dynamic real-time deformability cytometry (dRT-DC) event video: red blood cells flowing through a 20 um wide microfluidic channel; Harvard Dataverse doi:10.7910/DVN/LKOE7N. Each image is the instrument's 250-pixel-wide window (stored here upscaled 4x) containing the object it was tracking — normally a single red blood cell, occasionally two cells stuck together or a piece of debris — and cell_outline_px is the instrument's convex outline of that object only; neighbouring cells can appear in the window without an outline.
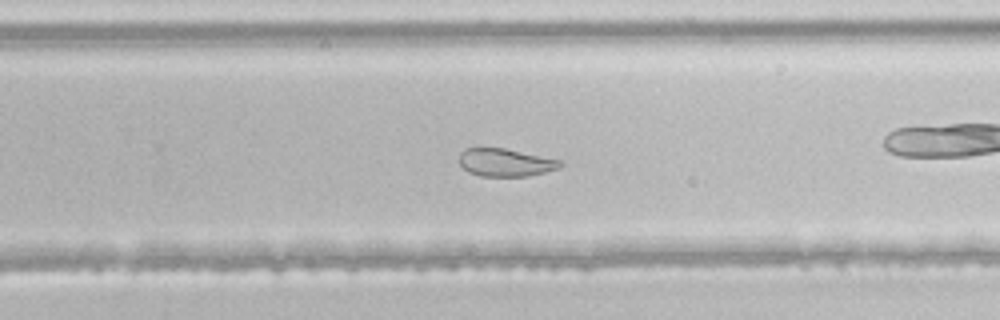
{"species": "common noctule bat (a hibernating species)", "species_latin": "Nyctalus noctula", "temperature_condition": "room temperature", "stored_images_in_passage": 41, "segment_of_instrument_passage": [1, 2], "camera_frame_rate_fps": 3000, "um_per_image_px": 0.085, "animal": {"sex": "male", "body_mass_g": 21.5, "forearm_length_mm": 52.0}, "frame": {"image": 1, "passage_image": 24, "time_ms": 7.667, "image_size_px": [1000, 320], "cell_outline_px": [[564, 164], [560, 168], [528, 176], [480, 176], [468, 172], [456, 160], [460, 152], [468, 148], [504, 148], [560, 160]], "centroid_in_image_um": [42.93, 13.81], "position_along_channel_um": 286.9, "area_um2": 16.42}}